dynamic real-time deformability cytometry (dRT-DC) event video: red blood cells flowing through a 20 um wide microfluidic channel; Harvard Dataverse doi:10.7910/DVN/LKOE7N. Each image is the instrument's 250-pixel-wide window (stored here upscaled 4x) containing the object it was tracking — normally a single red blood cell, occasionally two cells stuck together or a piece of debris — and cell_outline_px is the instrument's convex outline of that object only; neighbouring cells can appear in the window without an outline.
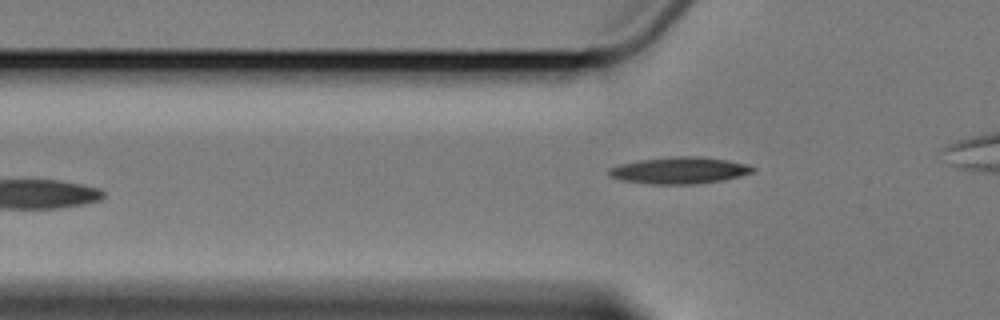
{"species": "Egyptian fruit bat (a non-hibernating species)", "species_latin": "Rousettus aegyptiacus", "temperature_condition": "cold", "stored_images_in_passage": 2, "camera_frame_rate_fps": 3000, "um_per_image_px": 0.085, "animal": {"sex": "female"}, "frame": {"image": 1, "passage_image": 2, "time_ms": 1.333, "image_size_px": [1000, 320], "cell_outline_px": [[756, 168], [752, 172], [740, 176], [720, 180], [696, 184], [648, 184], [620, 180], [608, 176], [608, 168], [620, 164], [636, 160], [672, 156], [700, 156], [728, 160], [748, 164]], "centroid_in_image_um": [57.7, 14.47], "position_along_channel_um": 68.1, "area_um2": 22.6}}